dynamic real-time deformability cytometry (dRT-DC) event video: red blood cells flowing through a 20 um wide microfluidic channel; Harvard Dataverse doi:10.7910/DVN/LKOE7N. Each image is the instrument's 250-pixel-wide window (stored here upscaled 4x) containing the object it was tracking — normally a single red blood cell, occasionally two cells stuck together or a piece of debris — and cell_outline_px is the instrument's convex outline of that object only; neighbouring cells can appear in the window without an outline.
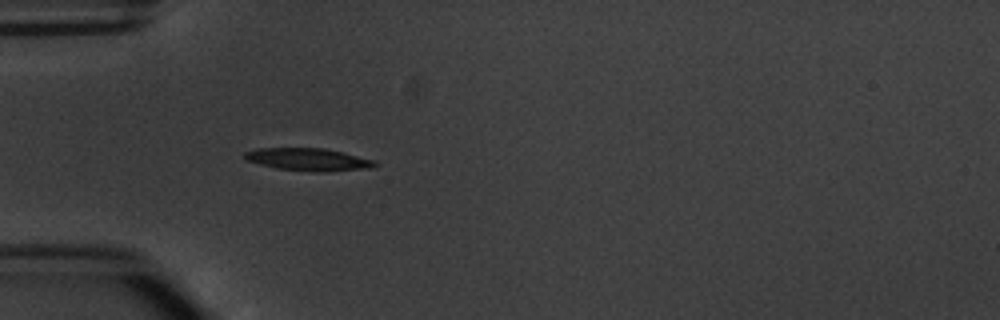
{"species": "common noctule bat (a hibernating species)", "species_latin": "Nyctalus noctula", "temperature_condition": "warm", "stored_images_in_passage": 4, "camera_frame_rate_fps": 3000, "um_per_image_px": 0.085, "animal": {"sex": "male", "body_mass_g": 20.1, "forearm_length_mm": 53.5}, "frame": {"image": 1, "passage_image": 4, "time_ms": 4.667, "image_size_px": [1000, 320], "cell_outline_px": [[380, 164], [372, 168], [324, 172], [316, 172], [276, 168], [244, 160], [244, 152], [256, 148], [324, 148], [376, 160]], "centroid_in_image_um": [26.23, 13.56], "position_along_channel_um": 58.8, "area_um2": 17.28}}